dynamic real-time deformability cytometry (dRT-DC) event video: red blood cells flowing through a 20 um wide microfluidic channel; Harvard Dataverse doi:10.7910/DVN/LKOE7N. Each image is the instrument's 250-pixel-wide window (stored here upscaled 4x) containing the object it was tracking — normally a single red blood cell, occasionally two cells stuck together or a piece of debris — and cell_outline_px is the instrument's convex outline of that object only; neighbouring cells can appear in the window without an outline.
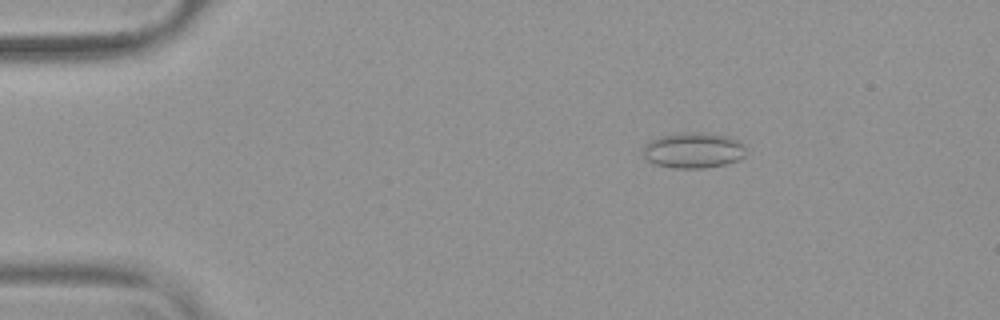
{"species": "common noctule bat (a hibernating species)", "species_latin": "Nyctalus noctula", "temperature_condition": "warm", "stored_images_in_passage": 54, "camera_frame_rate_fps": 3000, "um_per_image_px": 0.085, "animal": {"sex": "female", "body_mass_g": 19.9}, "frame": {"image": 1, "passage_image": 9, "time_ms": 2.667, "image_size_px": [1000, 320], "cell_outline_px": [[744, 156], [736, 160], [724, 164], [704, 168], [672, 168], [656, 164], [648, 160], [644, 156], [644, 144], [648, 140], [660, 136], [684, 132], [704, 132], [732, 136], [740, 140], [744, 144]], "centroid_in_image_um": [58.94, 12.75], "position_along_channel_um": 26.1, "area_um2": 21.56}}
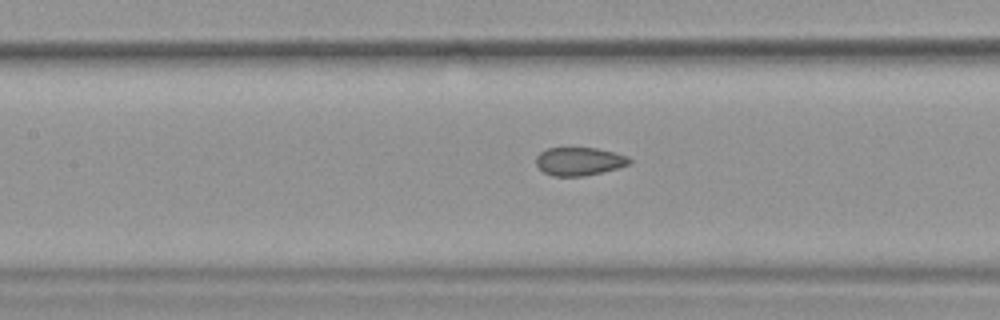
{"frame": {"image": 2, "passage_image": 25, "time_ms": 8.0, "image_size_px": [1000, 320], "cell_outline_px": [[632, 160], [628, 164], [620, 168], [584, 176], [552, 176], [544, 172], [536, 164], [536, 156], [540, 152], [548, 148], [596, 148], [616, 152], [628, 156]], "centroid_in_image_um": [49.26, 13.71], "position_along_channel_um": 158.1, "area_um2": 15.43}}
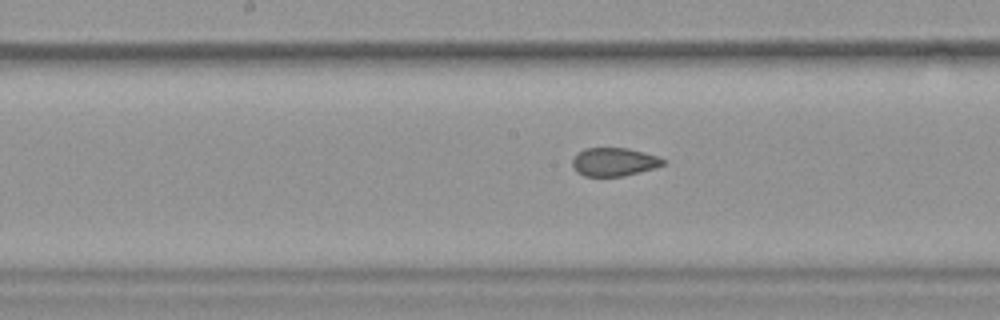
{"frame": {"image": 3, "passage_image": 28, "time_ms": 9.0, "image_size_px": [1000, 320], "cell_outline_px": [[664, 164], [640, 172], [624, 176], [584, 176], [576, 172], [572, 164], [572, 160], [576, 152], [584, 148], [628, 148], [660, 156], [664, 160]], "centroid_in_image_um": [52.16, 13.75], "position_along_channel_um": 196.0, "area_um2": 15.09}, "authors_computed_cell_mechanics": {"area_um2": 17.3978, "velocity_mm_per_s": 3.7947, "shape_relaxation_time_tau1_ms": null, "shape_relaxation_time_tau2_ms": 1.2185, "deformation_change_tau1": null, "deformation_change_tau2": 0.065}}